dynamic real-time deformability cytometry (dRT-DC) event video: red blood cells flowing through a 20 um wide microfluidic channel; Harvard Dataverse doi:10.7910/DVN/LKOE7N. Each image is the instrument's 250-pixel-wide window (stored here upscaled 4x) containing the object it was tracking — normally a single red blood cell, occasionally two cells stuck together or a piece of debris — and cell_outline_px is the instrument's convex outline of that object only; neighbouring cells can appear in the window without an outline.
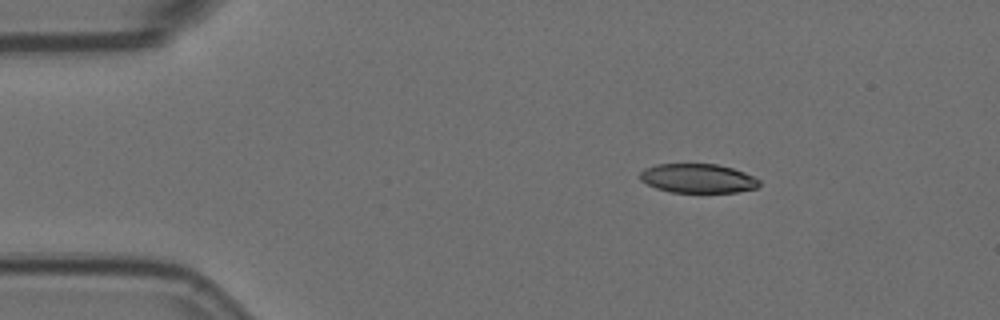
{"species": "Egyptian fruit bat (a non-hibernating species)", "species_latin": "Rousettus aegyptiacus", "temperature_condition": "room temperature", "stored_images_in_passage": 49, "camera_frame_rate_fps": 3000, "um_per_image_px": 0.085, "animal": {"sex": "female"}, "frame": {"image": 1, "passage_image": 1, "time_ms": 0.0, "image_size_px": [1000, 320], "cell_outline_px": [[760, 184], [756, 188], [736, 192], [672, 192], [656, 188], [640, 180], [640, 172], [644, 168], [656, 164], [716, 164], [732, 168], [744, 172], [760, 180]], "centroid_in_image_um": [59.3, 15.16], "position_along_channel_um": 25.7, "area_um2": 20.17}}
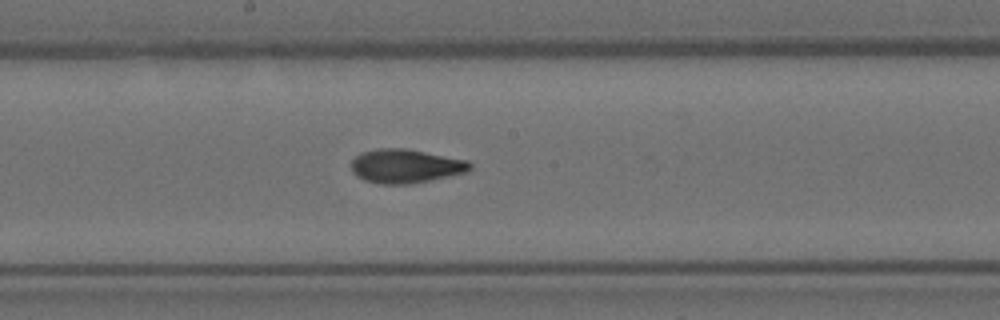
{"frame": {"image": 2, "passage_image": 22, "time_ms": 7.0, "image_size_px": [1000, 320], "cell_outline_px": [[472, 168], [468, 172], [408, 184], [380, 184], [364, 180], [356, 176], [352, 172], [352, 160], [356, 156], [364, 152], [376, 148], [404, 148], [468, 160], [472, 164]], "centroid_in_image_um": [34.48, 14.12], "position_along_channel_um": 213.7, "area_um2": 23.35}}
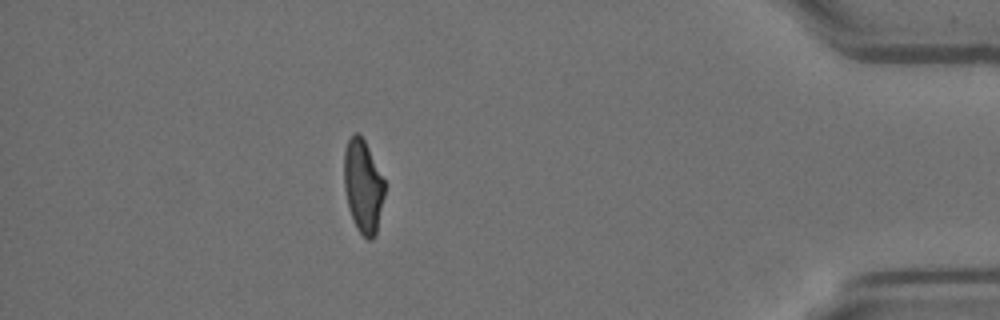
{"frame": {"image": 3, "passage_image": 42, "time_ms": 13.667, "image_size_px": [1000, 320], "cell_outline_px": [[384, 196], [376, 236], [372, 240], [368, 240], [356, 228], [348, 208], [344, 188], [344, 148], [352, 132], [360, 132], [384, 180]], "centroid_in_image_um": [30.84, 15.82], "position_along_channel_um": 404.4, "area_um2": 22.14}, "authors_computed_cell_mechanics": {"area_um2": 22.7732, "velocity_mm_per_s": 3.5915, "shape_relaxation_time_tau1_ms": 7.569, "shape_relaxation_time_tau2_ms": 2.7213, "deformation_change_tau1": 0.2157, "deformation_change_tau2": 0.0899}}